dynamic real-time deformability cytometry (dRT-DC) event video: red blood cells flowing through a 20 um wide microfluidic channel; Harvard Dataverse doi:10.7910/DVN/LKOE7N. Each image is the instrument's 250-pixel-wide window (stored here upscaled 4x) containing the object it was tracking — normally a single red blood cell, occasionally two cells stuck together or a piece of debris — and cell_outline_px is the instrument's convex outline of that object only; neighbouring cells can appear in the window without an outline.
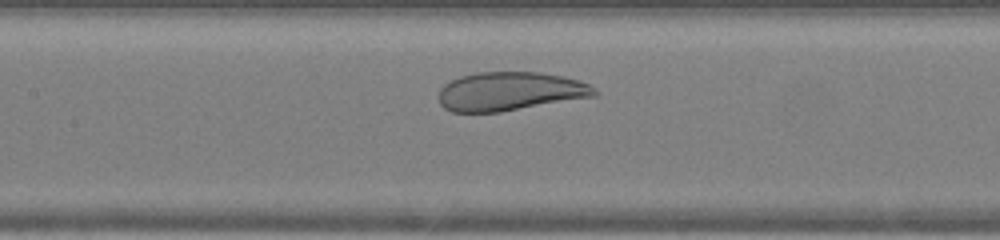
{"species": "human", "species_latin": "Homo sapiens", "temperature_condition": "warm", "stored_images_in_passage": 12, "camera_frame_rate_fps": 3000, "um_per_image_px": 0.085, "donor": {"sex": "female"}, "frame": {"image": 1, "passage_image": 10, "time_ms": 3.0, "image_size_px": [1000, 240], "cell_outline_px": [[600, 92], [596, 96], [500, 112], [452, 112], [444, 108], [440, 104], [440, 88], [444, 84], [460, 76], [476, 72], [540, 72], [564, 76], [580, 80], [588, 84]], "centroid_in_image_um": [43.37, 7.76], "position_along_channel_um": 164.0, "area_um2": 35.32}}